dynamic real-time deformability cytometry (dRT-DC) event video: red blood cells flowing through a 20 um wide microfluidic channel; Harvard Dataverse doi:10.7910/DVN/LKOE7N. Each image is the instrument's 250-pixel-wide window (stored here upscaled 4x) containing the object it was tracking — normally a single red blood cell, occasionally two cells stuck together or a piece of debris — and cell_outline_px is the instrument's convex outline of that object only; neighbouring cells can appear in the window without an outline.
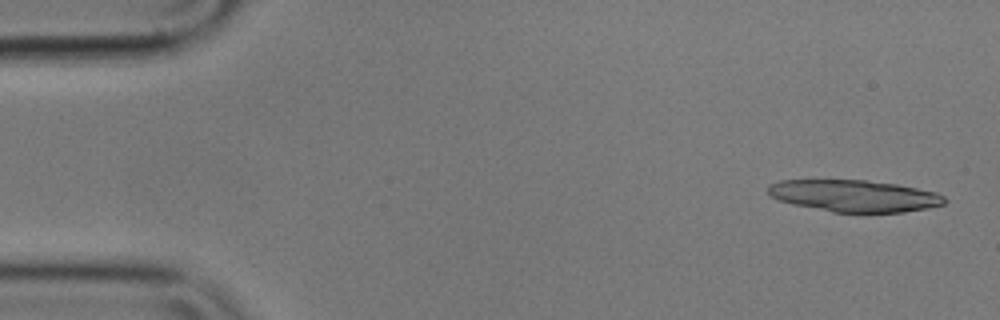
{"species": "common noctule bat (a hibernating species)", "species_latin": "Nyctalus noctula", "temperature_condition": "cold", "stored_images_in_passage": 15, "camera_frame_rate_fps": 3000, "um_per_image_px": 0.085, "animal": {"sex": "male", "body_mass_g": 17.9}, "frame": {"image": 1, "passage_image": 2, "time_ms": 0.333, "image_size_px": [1000, 320], "cell_outline_px": [[948, 200], [944, 204], [928, 208], [904, 212], [832, 212], [792, 204], [780, 200], [772, 196], [768, 192], [768, 184], [780, 180], [868, 180], [896, 184], [936, 192], [944, 196]], "centroid_in_image_um": [72.63, 16.64], "position_along_channel_um": 12.4, "area_um2": 32.71}}